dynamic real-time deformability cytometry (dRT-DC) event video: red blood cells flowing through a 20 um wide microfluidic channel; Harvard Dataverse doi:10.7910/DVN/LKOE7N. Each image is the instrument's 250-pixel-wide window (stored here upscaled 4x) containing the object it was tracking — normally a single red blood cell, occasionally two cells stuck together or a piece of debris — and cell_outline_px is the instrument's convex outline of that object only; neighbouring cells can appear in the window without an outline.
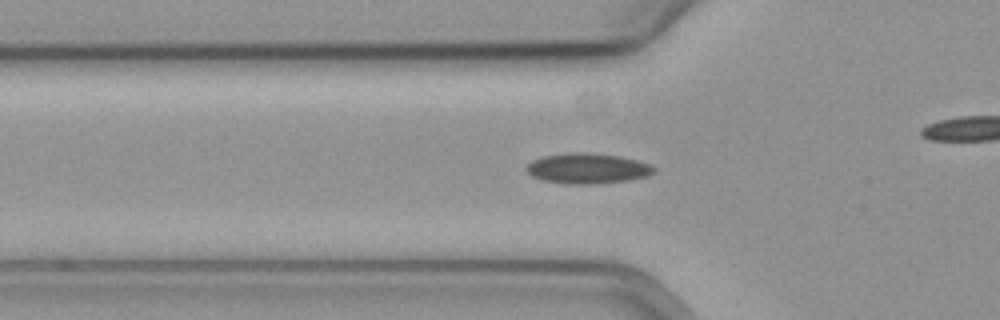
{"species": "common noctule bat (a hibernating species)", "species_latin": "Nyctalus noctula", "temperature_condition": "cold", "stored_images_in_passage": 31, "camera_frame_rate_fps": 3000, "um_per_image_px": 0.085, "animal": {"sex": "female", "body_mass_g": 19.3, "forearm_length_mm": 54.1}, "frame": {"image": 1, "passage_image": 3, "time_ms": 0.667, "image_size_px": [1000, 320], "cell_outline_px": [[656, 168], [648, 176], [628, 180], [592, 184], [564, 184], [544, 180], [532, 176], [524, 168], [532, 160], [540, 156], [568, 152], [588, 152], [620, 156], [652, 164]], "centroid_in_image_um": [49.91, 14.3], "position_along_channel_um": 75.9, "area_um2": 22.77}}
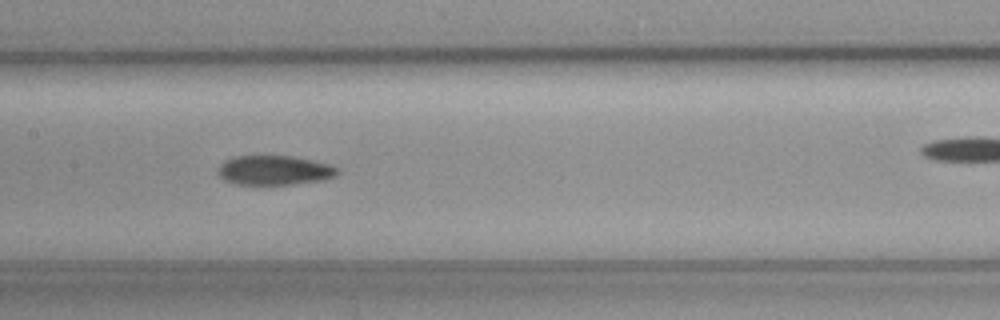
{"frame": {"image": 2, "passage_image": 12, "time_ms": 3.667, "image_size_px": [1000, 320], "cell_outline_px": [[340, 172], [336, 176], [324, 180], [292, 184], [236, 184], [224, 180], [216, 172], [220, 164], [224, 160], [232, 156], [292, 156], [332, 164], [340, 168]], "centroid_in_image_um": [23.35, 14.46], "position_along_channel_um": 184.1, "area_um2": 20.81}}
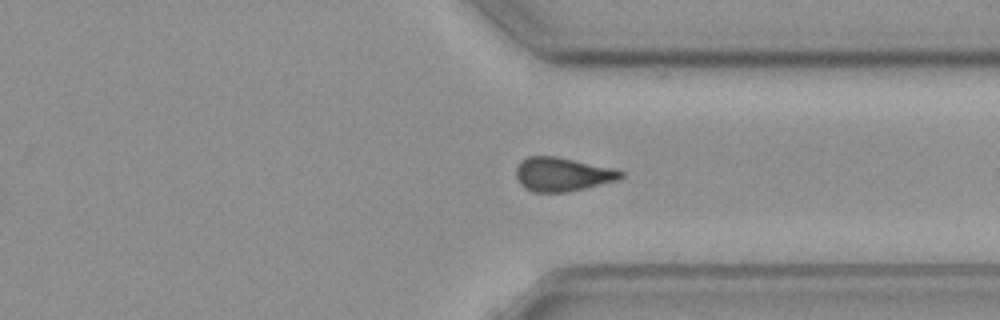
{"frame": {"image": 3, "passage_image": 27, "time_ms": 8.667, "image_size_px": [1000, 320], "cell_outline_px": [[624, 176], [616, 180], [568, 192], [532, 192], [524, 188], [520, 184], [516, 176], [516, 168], [520, 160], [528, 156], [556, 156], [616, 168], [624, 172]], "centroid_in_image_um": [47.79, 14.81], "position_along_channel_um": 363.6, "area_um2": 20.81}}